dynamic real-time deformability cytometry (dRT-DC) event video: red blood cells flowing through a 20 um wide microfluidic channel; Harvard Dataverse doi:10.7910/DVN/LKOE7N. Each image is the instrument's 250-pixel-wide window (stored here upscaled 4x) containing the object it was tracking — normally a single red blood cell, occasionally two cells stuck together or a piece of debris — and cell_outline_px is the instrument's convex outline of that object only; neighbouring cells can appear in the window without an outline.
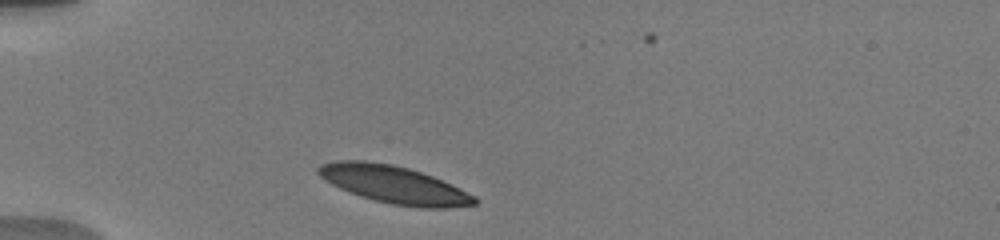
{"species": "human", "species_latin": "Homo sapiens", "temperature_condition": "warm", "stored_images_in_passage": 3, "camera_frame_rate_fps": 3000, "um_per_image_px": 0.085, "donor": {"sex": "male"}, "frame": {"image": 1, "passage_image": 1, "time_ms": 0.0, "image_size_px": [1000, 240], "cell_outline_px": [[476, 204], [448, 208], [420, 208], [392, 204], [360, 196], [340, 188], [332, 184], [320, 176], [316, 172], [316, 168], [320, 164], [332, 160], [364, 160], [392, 164], [408, 168], [432, 176], [452, 184], [476, 196]], "centroid_in_image_um": [33.48, 15.68], "position_along_channel_um": 51.5, "area_um2": 34.22}}